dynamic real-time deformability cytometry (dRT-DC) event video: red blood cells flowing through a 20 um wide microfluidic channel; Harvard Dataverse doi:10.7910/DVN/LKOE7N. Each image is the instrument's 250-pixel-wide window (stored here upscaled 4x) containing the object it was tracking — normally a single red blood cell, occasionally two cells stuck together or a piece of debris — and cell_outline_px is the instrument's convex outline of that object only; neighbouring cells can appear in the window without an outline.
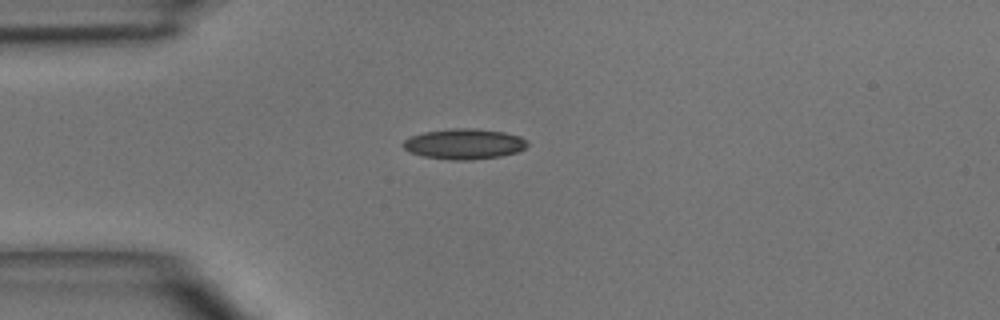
{"species": "common noctule bat (a hibernating species)", "species_latin": "Nyctalus noctula", "temperature_condition": "room temperature", "stored_images_in_passage": 2, "camera_frame_rate_fps": 3000, "um_per_image_px": 0.085, "animal": {"sex": "male", "body_mass_g": 15.6}, "frame": {"image": 1, "passage_image": 1, "time_ms": 0.0, "image_size_px": [1000, 320], "cell_outline_px": [[528, 144], [524, 148], [516, 152], [500, 156], [472, 160], [452, 160], [424, 156], [412, 152], [404, 148], [404, 140], [408, 136], [424, 132], [452, 128], [476, 128], [504, 132], [520, 136], [528, 140]], "centroid_in_image_um": [39.47, 12.22], "position_along_channel_um": 45.5, "area_um2": 22.02}}